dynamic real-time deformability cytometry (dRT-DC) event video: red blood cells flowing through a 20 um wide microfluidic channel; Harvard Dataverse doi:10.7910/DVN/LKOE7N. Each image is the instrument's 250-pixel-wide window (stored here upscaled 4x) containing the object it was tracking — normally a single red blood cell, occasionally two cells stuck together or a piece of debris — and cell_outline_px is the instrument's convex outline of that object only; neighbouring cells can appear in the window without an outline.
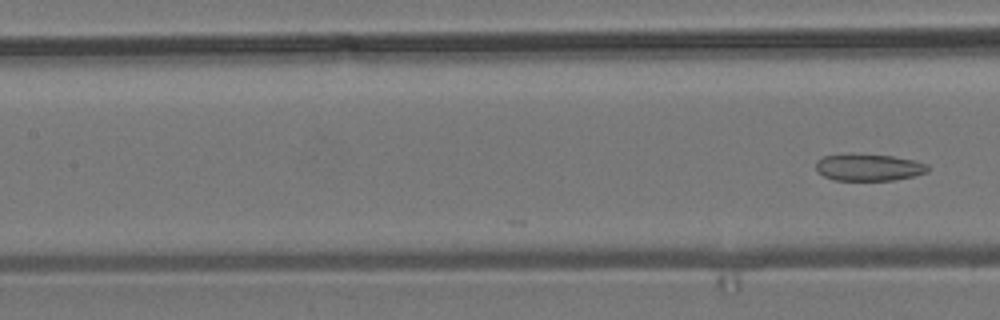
{"species": "common noctule bat (a hibernating species)", "species_latin": "Nyctalus noctula", "temperature_condition": "room temperature", "stored_images_in_passage": 23, "camera_frame_rate_fps": 3000, "um_per_image_px": 0.085, "animal": {"sex": "male", "body_mass_g": 19.2, "forearm_length_mm": 51.8}, "frame": {"image": 1, "passage_image": 23, "time_ms": 7.333, "image_size_px": [1000, 320], "cell_outline_px": [[928, 172], [896, 180], [832, 180], [816, 172], [816, 160], [824, 156], [892, 156], [912, 160], [928, 164]], "centroid_in_image_um": [73.84, 14.27], "position_along_channel_um": 133.6, "area_um2": 16.94}}